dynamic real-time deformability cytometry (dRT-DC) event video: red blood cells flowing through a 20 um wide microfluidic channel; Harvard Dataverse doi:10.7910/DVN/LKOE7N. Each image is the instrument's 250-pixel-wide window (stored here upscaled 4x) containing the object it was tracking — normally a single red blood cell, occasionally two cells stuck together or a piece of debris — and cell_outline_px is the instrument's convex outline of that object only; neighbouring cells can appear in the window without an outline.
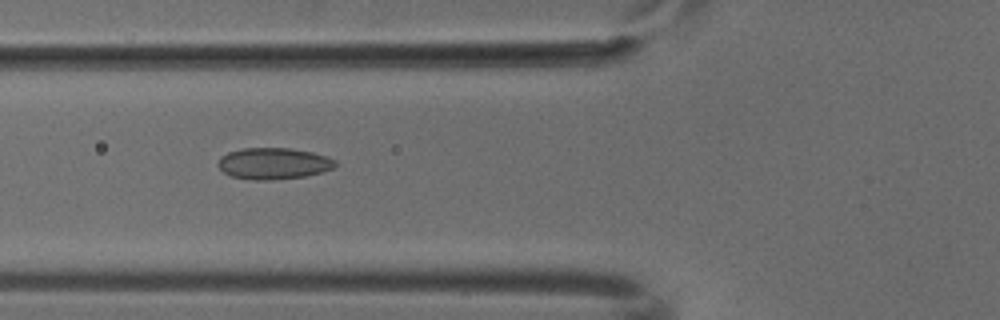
{"species": "common noctule bat (a hibernating species)", "species_latin": "Nyctalus noctula", "temperature_condition": "cold", "stored_images_in_passage": 8, "camera_frame_rate_fps": 3000, "um_per_image_px": 0.085, "animal": {"sex": "male", "body_mass_g": 18.8}, "frame": {"image": 1, "passage_image": 5, "time_ms": 1.333, "image_size_px": [1000, 320], "cell_outline_px": [[336, 164], [332, 168], [320, 172], [304, 176], [272, 180], [252, 180], [232, 176], [224, 172], [216, 164], [220, 156], [228, 152], [244, 148], [288, 148], [312, 152], [328, 156], [336, 160]], "centroid_in_image_um": [23.23, 13.89], "position_along_channel_um": 102.6, "area_um2": 21.44}}
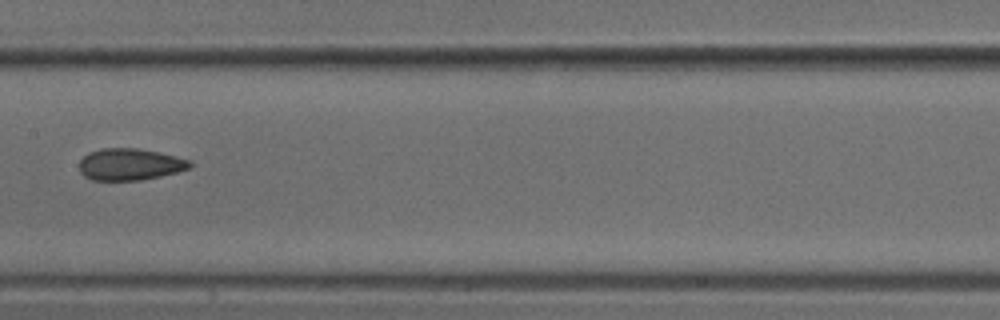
{"frame": {"image": 2, "passage_image": 7, "time_ms": 2.0, "image_size_px": [1000, 320], "cell_outline_px": [[192, 168], [160, 176], [140, 180], [92, 180], [84, 176], [80, 172], [80, 160], [88, 152], [100, 148], [136, 148], [176, 156], [192, 160]], "centroid_in_image_um": [11.05, 13.97], "position_along_channel_um": 196.4, "area_um2": 20.52}}
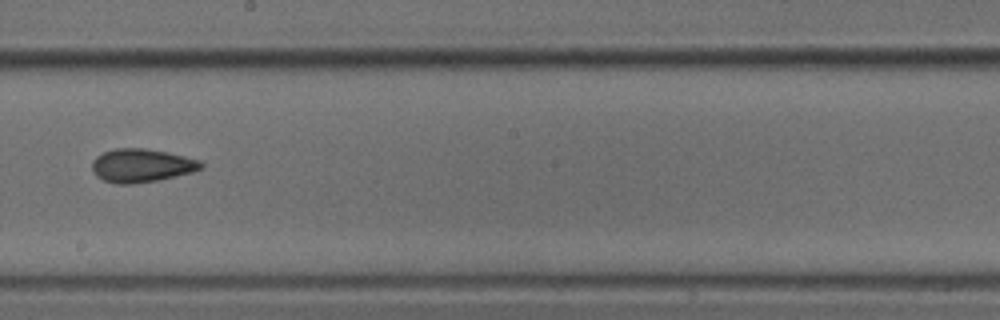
{"frame": {"image": 3, "passage_image": 8, "time_ms": 2.333, "image_size_px": [1000, 320], "cell_outline_px": [[204, 168], [192, 172], [160, 180], [132, 184], [116, 184], [104, 180], [96, 176], [92, 168], [92, 160], [96, 156], [104, 152], [116, 148], [144, 148], [168, 152], [200, 160], [204, 164]], "centroid_in_image_um": [12.05, 14.07], "position_along_channel_um": 236.2, "area_um2": 21.39}}